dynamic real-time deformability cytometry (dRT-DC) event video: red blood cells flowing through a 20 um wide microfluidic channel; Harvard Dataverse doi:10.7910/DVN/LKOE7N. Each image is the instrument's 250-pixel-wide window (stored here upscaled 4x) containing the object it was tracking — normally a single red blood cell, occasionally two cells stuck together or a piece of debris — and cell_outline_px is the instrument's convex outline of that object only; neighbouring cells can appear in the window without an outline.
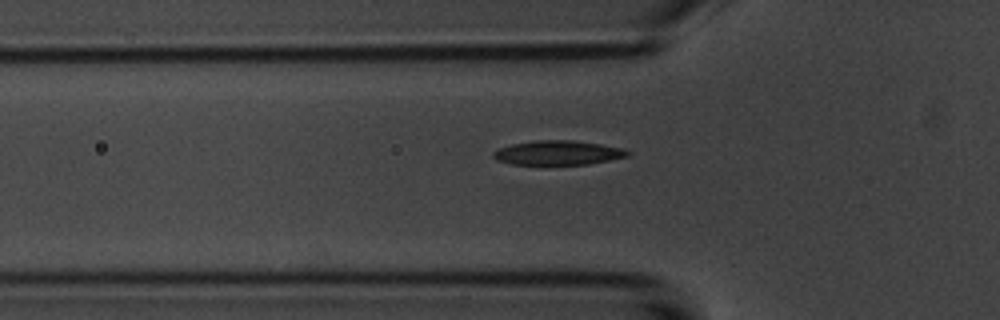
{"species": "common noctule bat (a hibernating species)", "species_latin": "Nyctalus noctula", "temperature_condition": "room temperature", "stored_images_in_passage": 7, "camera_frame_rate_fps": 3000, "um_per_image_px": 0.085, "animal": {"sex": "male", "body_mass_g": 20.1, "forearm_length_mm": 53.5}, "frame": {"image": 1, "passage_image": 6, "time_ms": 6.667, "image_size_px": [1000, 320], "cell_outline_px": [[632, 152], [628, 156], [588, 164], [512, 164], [496, 160], [492, 156], [492, 152], [496, 148], [512, 144], [536, 140], [572, 140], [600, 144], [624, 148]], "centroid_in_image_um": [47.4, 12.98], "position_along_channel_um": 78.4, "area_um2": 19.07}}